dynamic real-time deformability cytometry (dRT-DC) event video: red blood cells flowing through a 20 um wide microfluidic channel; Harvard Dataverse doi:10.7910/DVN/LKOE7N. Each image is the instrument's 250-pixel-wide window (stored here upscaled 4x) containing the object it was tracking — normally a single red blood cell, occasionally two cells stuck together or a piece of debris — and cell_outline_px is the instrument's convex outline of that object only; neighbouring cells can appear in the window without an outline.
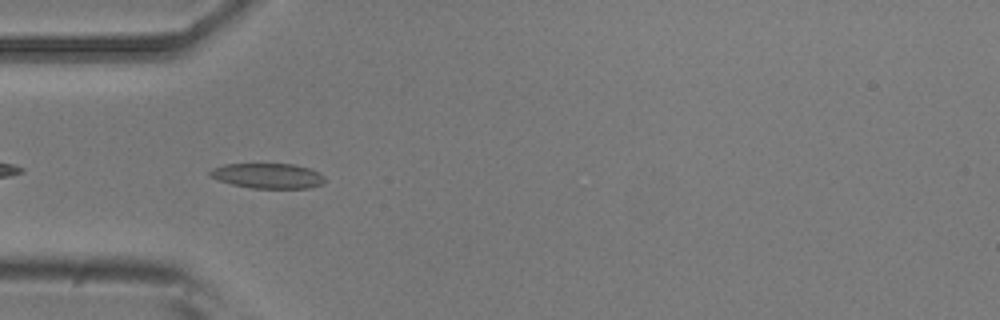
{"species": "common noctule bat (a hibernating species)", "species_latin": "Nyctalus noctula", "temperature_condition": "room temperature", "stored_images_in_passage": 32, "camera_frame_rate_fps": 3000, "um_per_image_px": 0.085, "animal": {"sex": "male", "body_mass_g": 20.5, "forearm_length_mm": 52.5}, "frame": {"image": 1, "passage_image": 3, "time_ms": 0.667, "image_size_px": [1000, 320], "cell_outline_px": [[324, 184], [312, 188], [252, 188], [232, 184], [208, 176], [208, 172], [212, 168], [224, 164], [292, 164], [308, 168], [320, 172], [324, 176]], "centroid_in_image_um": [22.78, 14.94], "position_along_channel_um": 62.2, "area_um2": 16.88}}
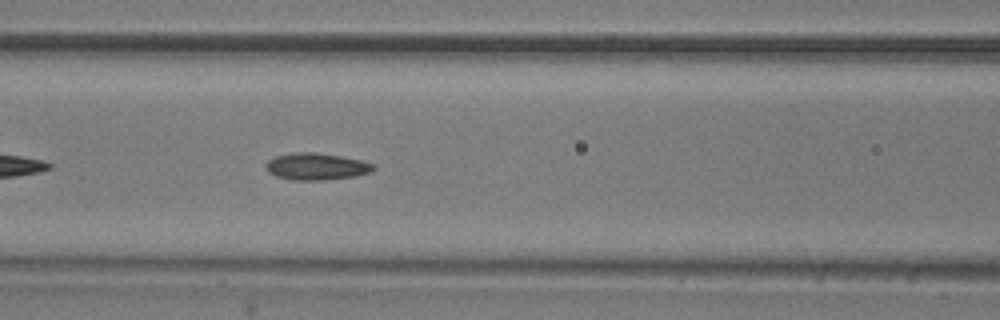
{"frame": {"image": 2, "passage_image": 9, "time_ms": 2.667, "image_size_px": [1000, 320], "cell_outline_px": [[376, 168], [372, 172], [356, 176], [324, 180], [292, 180], [276, 176], [268, 172], [268, 160], [276, 156], [296, 152], [316, 152], [340, 156], [360, 160], [372, 164]], "centroid_in_image_um": [26.92, 14.16], "position_along_channel_um": 139.7, "area_um2": 16.7}}
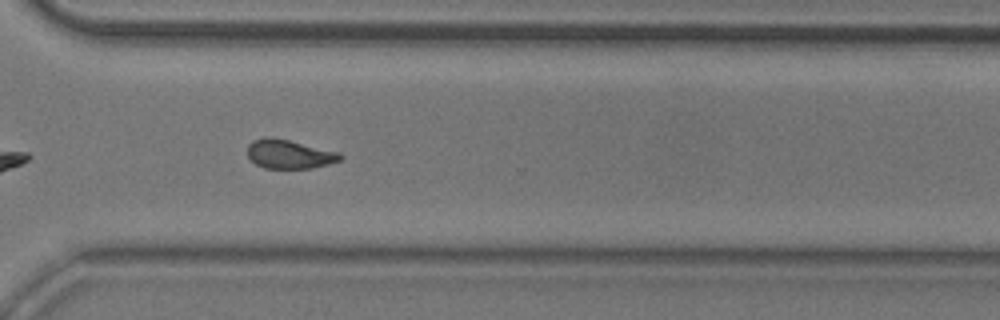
{"frame": {"image": 3, "passage_image": 25, "time_ms": 8.0, "image_size_px": [1000, 320], "cell_outline_px": [[344, 156], [340, 160], [328, 164], [312, 168], [264, 168], [256, 164], [248, 156], [248, 144], [252, 140], [264, 136], [268, 136], [288, 140], [340, 152]], "centroid_in_image_um": [24.58, 13.09], "position_along_channel_um": 346.0, "area_um2": 15.66}, "authors_computed_cell_mechanics": {"area_um2": 16.0395, "velocity_mm_per_s": 3.8813, "shape_relaxation_time_tau1_ms": 8.9781, "shape_relaxation_time_tau2_ms": 2.2254, "deformation_change_tau1": 0.1669, "deformation_change_tau2": 0.0943}}